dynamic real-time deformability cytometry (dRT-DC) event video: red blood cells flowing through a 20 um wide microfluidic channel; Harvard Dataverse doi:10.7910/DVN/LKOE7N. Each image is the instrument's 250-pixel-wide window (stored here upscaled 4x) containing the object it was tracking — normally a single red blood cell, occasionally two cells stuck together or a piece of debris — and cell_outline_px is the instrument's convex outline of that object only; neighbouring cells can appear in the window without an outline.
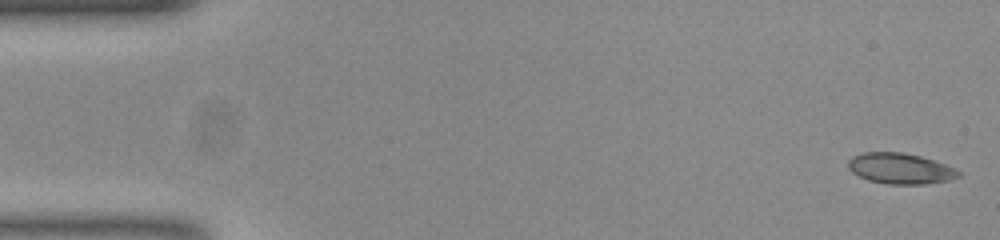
{"species": "common noctule bat (a hibernating species)", "species_latin": "Nyctalus noctula", "temperature_condition": "room temperature", "stored_images_in_passage": 52, "camera_frame_rate_fps": 3000, "um_per_image_px": 0.085, "animal": {"sex": "female", "body_mass_g": 23.0, "forearm_length_mm": 53.4}, "frame": {"image": 1, "passage_image": 1, "time_ms": 0.0, "image_size_px": [1000, 240], "cell_outline_px": [[960, 176], [948, 180], [924, 184], [888, 184], [868, 180], [852, 172], [848, 168], [848, 160], [852, 156], [864, 152], [904, 152], [920, 156], [956, 168], [960, 172]], "centroid_in_image_um": [76.51, 14.32], "position_along_channel_um": 8.5, "area_um2": 19.71}}
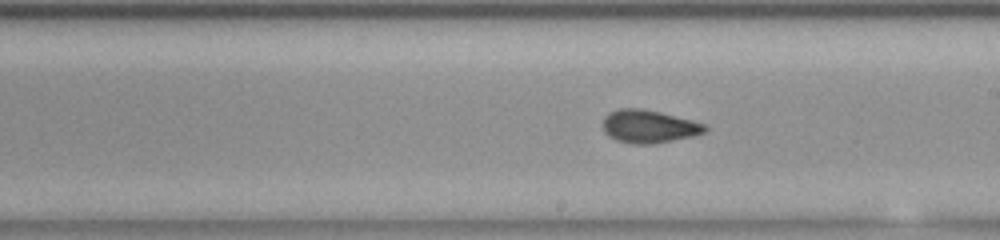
{"frame": {"image": 2, "passage_image": 29, "time_ms": 9.333, "image_size_px": [1000, 240], "cell_outline_px": [[708, 128], [704, 132], [692, 136], [652, 144], [632, 144], [616, 140], [608, 136], [604, 132], [604, 116], [608, 112], [620, 108], [640, 108], [660, 112], [692, 120], [704, 124]], "centroid_in_image_um": [55.12, 10.74], "position_along_channel_um": 233.9, "area_um2": 19.54}}
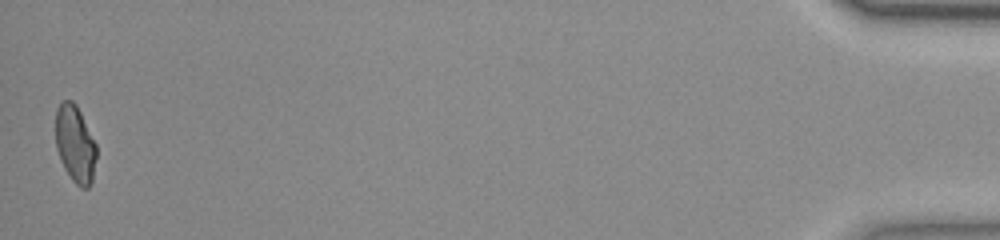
{"frame": {"image": 3, "passage_image": 52, "time_ms": 17.0, "image_size_px": [1000, 240], "cell_outline_px": [[96, 156], [92, 180], [88, 188], [80, 188], [72, 180], [64, 168], [60, 160], [56, 148], [56, 108], [60, 100], [72, 100], [76, 104], [96, 144]], "centroid_in_image_um": [6.37, 12.23], "position_along_channel_um": 428.8, "area_um2": 18.38}, "authors_computed_cell_mechanics": {"area_um2": 19.1318, "velocity_mm_per_s": 3.827, "shape_relaxation_time_tau1_ms": null, "shape_relaxation_time_tau2_ms": 1.0298, "deformation_change_tau1": null, "deformation_change_tau2": 0.0552}}